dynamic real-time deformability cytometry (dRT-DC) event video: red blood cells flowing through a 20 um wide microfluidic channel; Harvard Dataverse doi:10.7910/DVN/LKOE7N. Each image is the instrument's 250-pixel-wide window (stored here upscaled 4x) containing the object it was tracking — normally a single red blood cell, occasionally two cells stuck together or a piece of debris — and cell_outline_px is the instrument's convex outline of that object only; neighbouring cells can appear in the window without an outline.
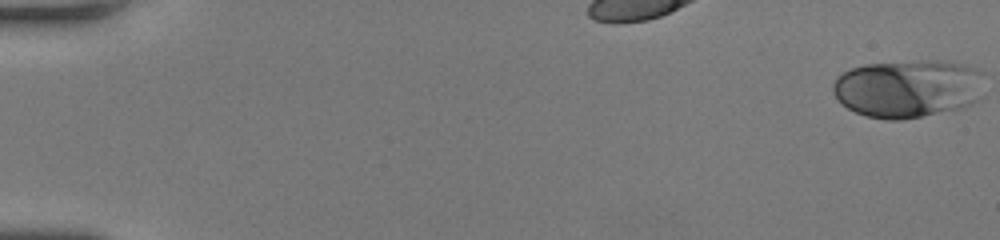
{"species": "human", "species_latin": "Homo sapiens", "temperature_condition": "room temperature", "stored_images_in_passage": 51, "camera_frame_rate_fps": 3000, "um_per_image_px": 0.085, "donor": {"sex": "female"}, "frame": {"image": 1, "passage_image": 1, "time_ms": 0.0, "image_size_px": [1000, 240], "cell_outline_px": [[984, 96], [972, 104], [964, 108], [900, 120], [888, 120], [868, 116], [856, 112], [848, 108], [832, 92], [832, 84], [836, 76], [852, 68], [864, 64], [928, 60], [936, 60], [964, 64], [984, 72]], "centroid_in_image_um": [77.25, 7.52], "position_along_channel_um": 7.8, "area_um2": 51.9}}
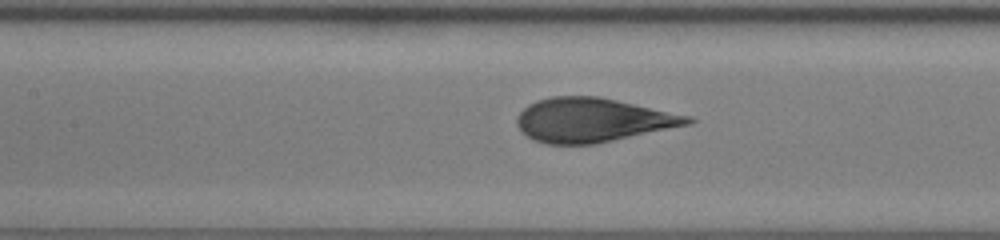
{"frame": {"image": 2, "passage_image": 25, "time_ms": 8.0, "image_size_px": [1000, 240], "cell_outline_px": [[696, 120], [692, 124], [596, 144], [544, 144], [532, 140], [516, 124], [516, 116], [528, 104], [536, 100], [552, 96], [600, 96], [692, 116]], "centroid_in_image_um": [50.39, 10.2], "position_along_channel_um": 157.0, "area_um2": 44.22}}
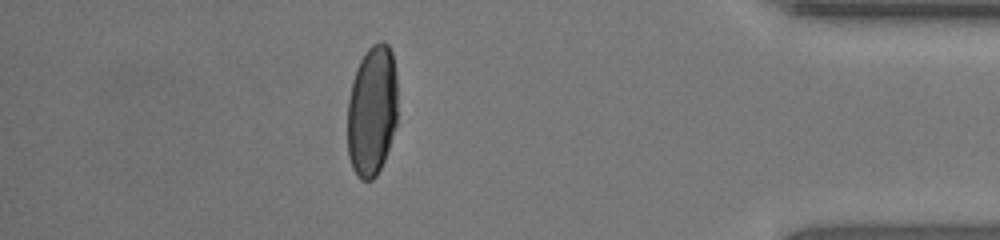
{"frame": {"image": 3, "passage_image": 45, "time_ms": 14.667, "image_size_px": [1000, 240], "cell_outline_px": [[396, 124], [384, 160], [376, 176], [372, 180], [360, 180], [356, 176], [352, 168], [348, 156], [348, 100], [352, 80], [356, 68], [364, 52], [372, 44], [380, 40], [384, 40], [388, 44], [392, 52], [396, 72]], "centroid_in_image_um": [31.61, 9.39], "position_along_channel_um": 403.6, "area_um2": 38.61}, "authors_computed_cell_mechanics": {"area_um2": 44.3904, "velocity_mm_per_s": 4.2419, "shape_relaxation_time_tau1_ms": 4.7945, "shape_relaxation_time_tau2_ms": null, "deformation_change_tau1": 0.2199, "deformation_change_tau2": null}}